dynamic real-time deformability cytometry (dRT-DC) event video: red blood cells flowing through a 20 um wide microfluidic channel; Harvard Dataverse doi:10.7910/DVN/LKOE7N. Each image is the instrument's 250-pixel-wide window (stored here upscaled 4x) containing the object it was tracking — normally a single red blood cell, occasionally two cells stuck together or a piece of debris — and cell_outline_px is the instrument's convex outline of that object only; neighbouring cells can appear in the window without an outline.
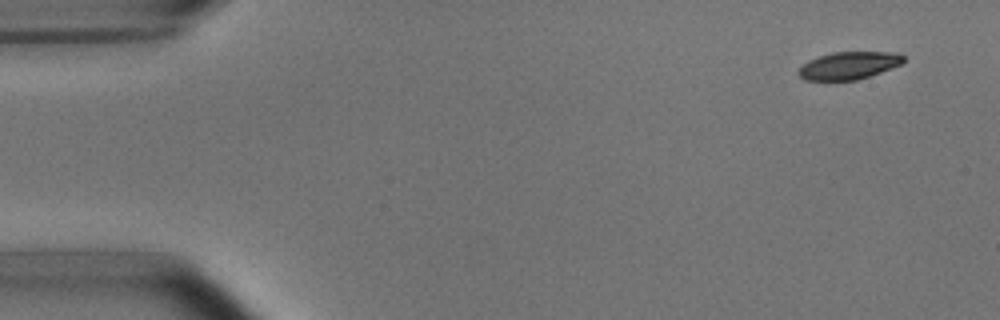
{"species": "common noctule bat (a hibernating species)", "species_latin": "Nyctalus noctula", "temperature_condition": "room temperature", "stored_images_in_passage": 6, "camera_frame_rate_fps": 3000, "um_per_image_px": 0.085, "animal": {"sex": "male", "body_mass_g": 15.6}, "frame": {"image": 1, "passage_image": 1, "time_ms": 0.0, "image_size_px": [1000, 320], "cell_outline_px": [[904, 60], [900, 64], [880, 72], [856, 80], [804, 80], [796, 72], [808, 60], [832, 52], [896, 52], [904, 56]], "centroid_in_image_um": [72.12, 5.56], "position_along_channel_um": 12.9, "area_um2": 16.65}}
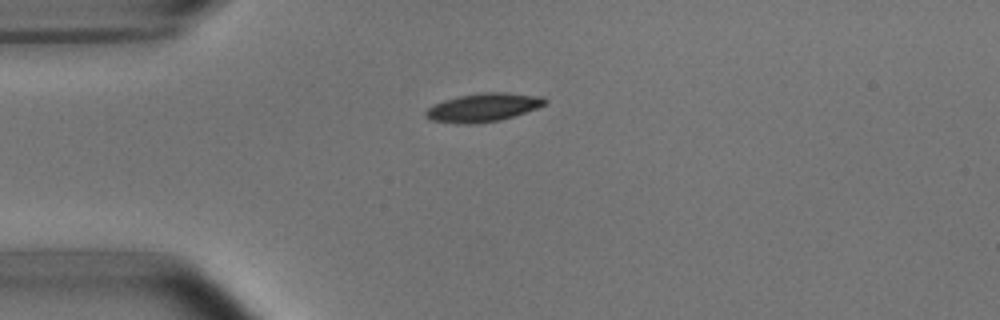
{"frame": {"image": 2, "passage_image": 4, "time_ms": 3.333, "image_size_px": [1000, 320], "cell_outline_px": [[548, 100], [544, 104], [536, 108], [500, 120], [476, 124], [460, 124], [432, 120], [424, 116], [424, 112], [428, 108], [444, 100], [460, 96], [484, 92], [508, 92], [544, 96]], "centroid_in_image_um": [41.08, 9.13], "position_along_channel_um": 43.9, "area_um2": 19.65}}
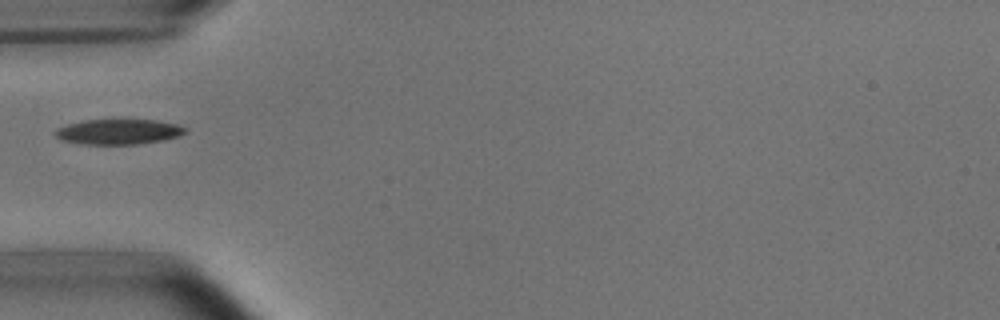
{"frame": {"image": 3, "passage_image": 5, "time_ms": 4.667, "image_size_px": [1000, 320], "cell_outline_px": [[188, 132], [180, 136], [160, 140], [136, 144], [80, 144], [60, 140], [56, 136], [56, 128], [68, 124], [84, 120], [156, 120], [176, 124], [188, 128]], "centroid_in_image_um": [10.08, 11.2], "position_along_channel_um": 74.9, "area_um2": 19.07}}